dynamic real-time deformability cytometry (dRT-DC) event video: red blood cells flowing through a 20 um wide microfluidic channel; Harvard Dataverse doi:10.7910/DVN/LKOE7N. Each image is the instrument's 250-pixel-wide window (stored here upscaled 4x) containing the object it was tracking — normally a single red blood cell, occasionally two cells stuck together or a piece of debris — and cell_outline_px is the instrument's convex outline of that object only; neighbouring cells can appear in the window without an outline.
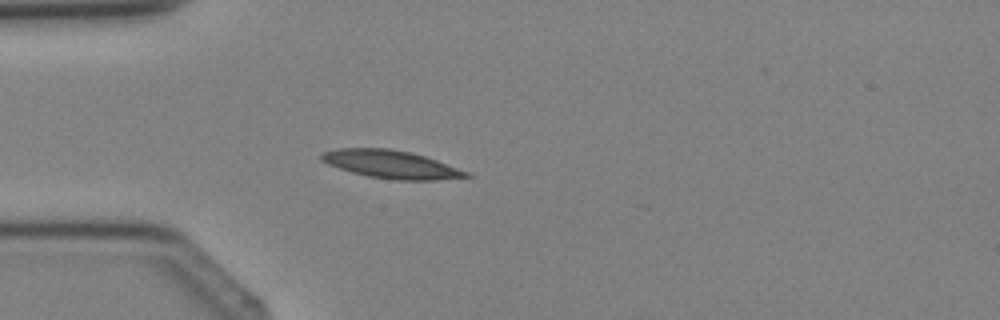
{"species": "Egyptian fruit bat (a non-hibernating species)", "species_latin": "Rousettus aegyptiacus", "temperature_condition": "cold", "stored_images_in_passage": 3, "camera_frame_rate_fps": 3000, "um_per_image_px": 0.085, "animal": {"sex": "female"}, "frame": {"image": 1, "passage_image": 3, "time_ms": 2.333, "image_size_px": [1000, 320], "cell_outline_px": [[472, 176], [436, 180], [396, 180], [368, 176], [352, 172], [328, 164], [320, 160], [320, 156], [324, 152], [340, 148], [388, 148], [408, 152], [424, 156], [436, 160], [468, 172]], "centroid_in_image_um": [33.22, 13.97], "position_along_channel_um": 51.8, "area_um2": 23.24}}